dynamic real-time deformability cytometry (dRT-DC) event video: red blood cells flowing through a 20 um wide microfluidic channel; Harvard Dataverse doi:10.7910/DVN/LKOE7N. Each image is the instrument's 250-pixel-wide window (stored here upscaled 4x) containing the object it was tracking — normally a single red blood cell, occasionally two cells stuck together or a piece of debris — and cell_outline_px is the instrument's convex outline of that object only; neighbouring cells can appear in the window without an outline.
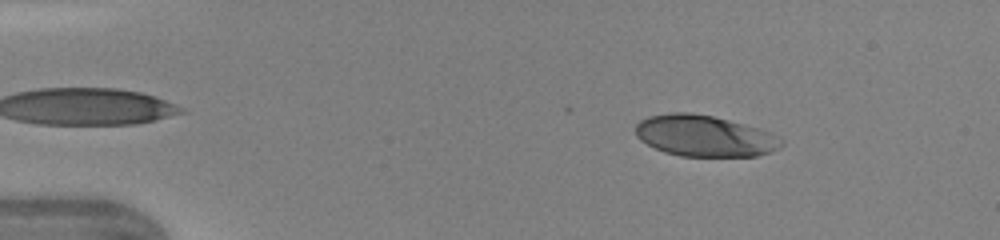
{"species": "human", "species_latin": "Homo sapiens", "temperature_condition": "warm", "stored_images_in_passage": 45, "camera_frame_rate_fps": 3000, "um_per_image_px": 0.085, "donor": {"sex": "female"}, "frame": {"image": 1, "passage_image": 6, "time_ms": 1.667, "image_size_px": [1000, 240], "cell_outline_px": [[784, 144], [772, 152], [756, 156], [680, 156], [664, 152], [640, 140], [636, 136], [636, 124], [640, 120], [648, 116], [668, 112], [692, 112], [712, 116], [744, 124], [768, 132], [784, 140]], "centroid_in_image_um": [59.86, 11.55], "position_along_channel_um": 25.1, "area_um2": 35.03}}
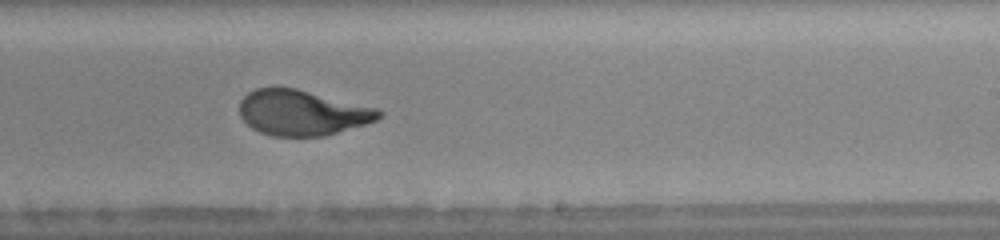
{"frame": {"image": 2, "passage_image": 28, "time_ms": 9.0, "image_size_px": [1000, 240], "cell_outline_px": [[384, 112], [376, 120], [364, 124], [324, 136], [272, 136], [260, 132], [252, 128], [240, 116], [240, 100], [248, 92], [256, 88], [296, 88], [380, 108]], "centroid_in_image_um": [25.7, 9.57], "position_along_channel_um": 263.3, "area_um2": 36.82}}
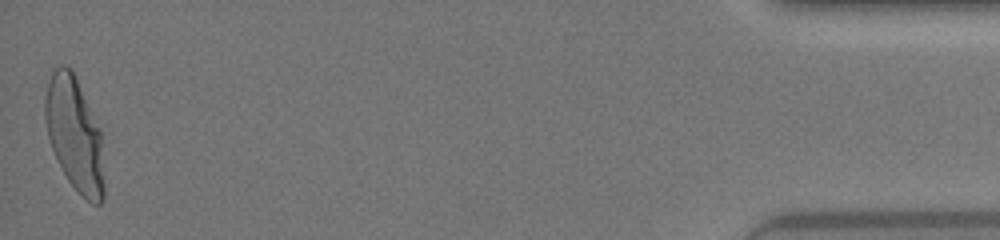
{"frame": {"image": 3, "passage_image": 45, "time_ms": 14.667, "image_size_px": [1000, 240], "cell_outline_px": [[104, 200], [100, 204], [92, 204], [68, 180], [52, 148], [48, 136], [44, 116], [44, 100], [48, 80], [52, 68], [60, 64], [68, 64], [72, 68], [100, 132], [104, 184]], "centroid_in_image_um": [6.3, 11.34], "position_along_channel_um": 428.9, "area_um2": 38.67}, "authors_computed_cell_mechanics": {"area_um2": 37.1076, "velocity_mm_per_s": 4.3712, "shape_relaxation_time_tau1_ms": 3.3925, "shape_relaxation_time_tau2_ms": null, "deformation_change_tau1": 0.1858, "deformation_change_tau2": null}}